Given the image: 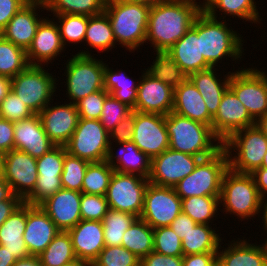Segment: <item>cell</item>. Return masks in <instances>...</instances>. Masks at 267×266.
Segmentation results:
<instances>
[{"label":"cell","instance_id":"obj_5","mask_svg":"<svg viewBox=\"0 0 267 266\" xmlns=\"http://www.w3.org/2000/svg\"><path fill=\"white\" fill-rule=\"evenodd\" d=\"M219 199L220 208H223L220 212L236 215L241 222L259 216L262 198L251 174L238 173L229 168L222 180Z\"/></svg>","mask_w":267,"mask_h":266},{"label":"cell","instance_id":"obj_8","mask_svg":"<svg viewBox=\"0 0 267 266\" xmlns=\"http://www.w3.org/2000/svg\"><path fill=\"white\" fill-rule=\"evenodd\" d=\"M222 147L227 152L232 171L251 174L262 165L267 152V137L254 125L233 133Z\"/></svg>","mask_w":267,"mask_h":266},{"label":"cell","instance_id":"obj_14","mask_svg":"<svg viewBox=\"0 0 267 266\" xmlns=\"http://www.w3.org/2000/svg\"><path fill=\"white\" fill-rule=\"evenodd\" d=\"M201 159V157L168 148L151 159L149 183L173 188L194 171Z\"/></svg>","mask_w":267,"mask_h":266},{"label":"cell","instance_id":"obj_54","mask_svg":"<svg viewBox=\"0 0 267 266\" xmlns=\"http://www.w3.org/2000/svg\"><path fill=\"white\" fill-rule=\"evenodd\" d=\"M140 266H183V256L162 255L153 251L140 260Z\"/></svg>","mask_w":267,"mask_h":266},{"label":"cell","instance_id":"obj_49","mask_svg":"<svg viewBox=\"0 0 267 266\" xmlns=\"http://www.w3.org/2000/svg\"><path fill=\"white\" fill-rule=\"evenodd\" d=\"M131 112L132 109L129 106L121 103L118 99L109 94L104 101L99 120L104 129L110 133L114 127Z\"/></svg>","mask_w":267,"mask_h":266},{"label":"cell","instance_id":"obj_51","mask_svg":"<svg viewBox=\"0 0 267 266\" xmlns=\"http://www.w3.org/2000/svg\"><path fill=\"white\" fill-rule=\"evenodd\" d=\"M108 209L106 196L82 193L80 202L82 220L102 221Z\"/></svg>","mask_w":267,"mask_h":266},{"label":"cell","instance_id":"obj_22","mask_svg":"<svg viewBox=\"0 0 267 266\" xmlns=\"http://www.w3.org/2000/svg\"><path fill=\"white\" fill-rule=\"evenodd\" d=\"M60 230L40 205L26 203L24 242L30 255H40Z\"/></svg>","mask_w":267,"mask_h":266},{"label":"cell","instance_id":"obj_52","mask_svg":"<svg viewBox=\"0 0 267 266\" xmlns=\"http://www.w3.org/2000/svg\"><path fill=\"white\" fill-rule=\"evenodd\" d=\"M109 93L105 90H99L89 94L76 103L79 118L97 119L101 117V111L104 101Z\"/></svg>","mask_w":267,"mask_h":266},{"label":"cell","instance_id":"obj_36","mask_svg":"<svg viewBox=\"0 0 267 266\" xmlns=\"http://www.w3.org/2000/svg\"><path fill=\"white\" fill-rule=\"evenodd\" d=\"M85 43L90 48L103 52H109L111 49L115 48L116 40L114 37L109 18L105 12L89 16L88 25L84 37Z\"/></svg>","mask_w":267,"mask_h":266},{"label":"cell","instance_id":"obj_46","mask_svg":"<svg viewBox=\"0 0 267 266\" xmlns=\"http://www.w3.org/2000/svg\"><path fill=\"white\" fill-rule=\"evenodd\" d=\"M90 163L81 158L65 154L61 185L63 189L82 192V184L86 169Z\"/></svg>","mask_w":267,"mask_h":266},{"label":"cell","instance_id":"obj_13","mask_svg":"<svg viewBox=\"0 0 267 266\" xmlns=\"http://www.w3.org/2000/svg\"><path fill=\"white\" fill-rule=\"evenodd\" d=\"M181 212V198L174 188L148 184L139 218L156 229L170 226Z\"/></svg>","mask_w":267,"mask_h":266},{"label":"cell","instance_id":"obj_63","mask_svg":"<svg viewBox=\"0 0 267 266\" xmlns=\"http://www.w3.org/2000/svg\"><path fill=\"white\" fill-rule=\"evenodd\" d=\"M13 266H42L38 256L30 255L26 258L18 259Z\"/></svg>","mask_w":267,"mask_h":266},{"label":"cell","instance_id":"obj_57","mask_svg":"<svg viewBox=\"0 0 267 266\" xmlns=\"http://www.w3.org/2000/svg\"><path fill=\"white\" fill-rule=\"evenodd\" d=\"M183 266H217V252L183 255Z\"/></svg>","mask_w":267,"mask_h":266},{"label":"cell","instance_id":"obj_68","mask_svg":"<svg viewBox=\"0 0 267 266\" xmlns=\"http://www.w3.org/2000/svg\"><path fill=\"white\" fill-rule=\"evenodd\" d=\"M123 2H135V3H143L149 6H152L153 4H155L156 2L160 1V0H120Z\"/></svg>","mask_w":267,"mask_h":266},{"label":"cell","instance_id":"obj_30","mask_svg":"<svg viewBox=\"0 0 267 266\" xmlns=\"http://www.w3.org/2000/svg\"><path fill=\"white\" fill-rule=\"evenodd\" d=\"M172 112L210 127L212 125L213 117L209 114L203 97L188 77L174 88Z\"/></svg>","mask_w":267,"mask_h":266},{"label":"cell","instance_id":"obj_23","mask_svg":"<svg viewBox=\"0 0 267 266\" xmlns=\"http://www.w3.org/2000/svg\"><path fill=\"white\" fill-rule=\"evenodd\" d=\"M56 145L44 131L40 116L34 114L27 119L14 122V149L40 158Z\"/></svg>","mask_w":267,"mask_h":266},{"label":"cell","instance_id":"obj_35","mask_svg":"<svg viewBox=\"0 0 267 266\" xmlns=\"http://www.w3.org/2000/svg\"><path fill=\"white\" fill-rule=\"evenodd\" d=\"M208 224H196L181 240L183 255L218 252L221 233Z\"/></svg>","mask_w":267,"mask_h":266},{"label":"cell","instance_id":"obj_61","mask_svg":"<svg viewBox=\"0 0 267 266\" xmlns=\"http://www.w3.org/2000/svg\"><path fill=\"white\" fill-rule=\"evenodd\" d=\"M4 200H22V199L13 193L11 186L3 178L2 173H0V201Z\"/></svg>","mask_w":267,"mask_h":266},{"label":"cell","instance_id":"obj_64","mask_svg":"<svg viewBox=\"0 0 267 266\" xmlns=\"http://www.w3.org/2000/svg\"><path fill=\"white\" fill-rule=\"evenodd\" d=\"M11 90V78L0 76V104Z\"/></svg>","mask_w":267,"mask_h":266},{"label":"cell","instance_id":"obj_25","mask_svg":"<svg viewBox=\"0 0 267 266\" xmlns=\"http://www.w3.org/2000/svg\"><path fill=\"white\" fill-rule=\"evenodd\" d=\"M67 232L76 258L91 266L105 247L102 221L80 220Z\"/></svg>","mask_w":267,"mask_h":266},{"label":"cell","instance_id":"obj_32","mask_svg":"<svg viewBox=\"0 0 267 266\" xmlns=\"http://www.w3.org/2000/svg\"><path fill=\"white\" fill-rule=\"evenodd\" d=\"M26 203H22L0 227V245L4 246L16 260L30 256L25 242Z\"/></svg>","mask_w":267,"mask_h":266},{"label":"cell","instance_id":"obj_11","mask_svg":"<svg viewBox=\"0 0 267 266\" xmlns=\"http://www.w3.org/2000/svg\"><path fill=\"white\" fill-rule=\"evenodd\" d=\"M229 88L255 121L267 114V81L256 66L232 72Z\"/></svg>","mask_w":267,"mask_h":266},{"label":"cell","instance_id":"obj_43","mask_svg":"<svg viewBox=\"0 0 267 266\" xmlns=\"http://www.w3.org/2000/svg\"><path fill=\"white\" fill-rule=\"evenodd\" d=\"M53 19H55L58 25L65 49L70 43H73V45L79 43L81 45L82 42L84 43L88 16L77 14H53Z\"/></svg>","mask_w":267,"mask_h":266},{"label":"cell","instance_id":"obj_29","mask_svg":"<svg viewBox=\"0 0 267 266\" xmlns=\"http://www.w3.org/2000/svg\"><path fill=\"white\" fill-rule=\"evenodd\" d=\"M117 145V146H115ZM109 143L106 162L115 170L122 173L136 174L149 177L151 159L134 144V142ZM119 147L117 152L115 147ZM114 147V148H113ZM114 151V152H113Z\"/></svg>","mask_w":267,"mask_h":266},{"label":"cell","instance_id":"obj_65","mask_svg":"<svg viewBox=\"0 0 267 266\" xmlns=\"http://www.w3.org/2000/svg\"><path fill=\"white\" fill-rule=\"evenodd\" d=\"M262 215V217L260 216ZM262 219L263 228L267 233V198L262 199L258 218Z\"/></svg>","mask_w":267,"mask_h":266},{"label":"cell","instance_id":"obj_24","mask_svg":"<svg viewBox=\"0 0 267 266\" xmlns=\"http://www.w3.org/2000/svg\"><path fill=\"white\" fill-rule=\"evenodd\" d=\"M82 192L60 189L40 204L60 231H68L81 219L80 202Z\"/></svg>","mask_w":267,"mask_h":266},{"label":"cell","instance_id":"obj_16","mask_svg":"<svg viewBox=\"0 0 267 266\" xmlns=\"http://www.w3.org/2000/svg\"><path fill=\"white\" fill-rule=\"evenodd\" d=\"M66 153L65 146H55L48 153L36 159L37 183L32 193L24 200V203L40 205L48 197L62 189L61 174Z\"/></svg>","mask_w":267,"mask_h":266},{"label":"cell","instance_id":"obj_40","mask_svg":"<svg viewBox=\"0 0 267 266\" xmlns=\"http://www.w3.org/2000/svg\"><path fill=\"white\" fill-rule=\"evenodd\" d=\"M38 257L42 266H62L77 259L70 234L67 231H59Z\"/></svg>","mask_w":267,"mask_h":266},{"label":"cell","instance_id":"obj_31","mask_svg":"<svg viewBox=\"0 0 267 266\" xmlns=\"http://www.w3.org/2000/svg\"><path fill=\"white\" fill-rule=\"evenodd\" d=\"M217 70L216 67L209 68L207 70L191 73L188 76L203 97L207 110L212 117L218 112L221 98L229 87V79L232 73L225 72L226 74L222 78L221 73L219 75Z\"/></svg>","mask_w":267,"mask_h":266},{"label":"cell","instance_id":"obj_39","mask_svg":"<svg viewBox=\"0 0 267 266\" xmlns=\"http://www.w3.org/2000/svg\"><path fill=\"white\" fill-rule=\"evenodd\" d=\"M219 198L212 196L187 197L181 199V209L183 213L191 217L197 224L212 225L213 217H215L216 221V217L219 215Z\"/></svg>","mask_w":267,"mask_h":266},{"label":"cell","instance_id":"obj_28","mask_svg":"<svg viewBox=\"0 0 267 266\" xmlns=\"http://www.w3.org/2000/svg\"><path fill=\"white\" fill-rule=\"evenodd\" d=\"M237 238L228 243V247L220 244L217 252V266H267V256L263 244H252L249 239ZM222 247V249H221ZM225 248V249H224Z\"/></svg>","mask_w":267,"mask_h":266},{"label":"cell","instance_id":"obj_4","mask_svg":"<svg viewBox=\"0 0 267 266\" xmlns=\"http://www.w3.org/2000/svg\"><path fill=\"white\" fill-rule=\"evenodd\" d=\"M150 8L143 3L106 0L104 12L109 18L117 45L135 52L146 43Z\"/></svg>","mask_w":267,"mask_h":266},{"label":"cell","instance_id":"obj_34","mask_svg":"<svg viewBox=\"0 0 267 266\" xmlns=\"http://www.w3.org/2000/svg\"><path fill=\"white\" fill-rule=\"evenodd\" d=\"M103 80L104 89L110 95L129 106L132 110L135 109L138 80L129 78L125 71L122 72L121 69L118 71H115L113 68L111 69L107 63H105Z\"/></svg>","mask_w":267,"mask_h":266},{"label":"cell","instance_id":"obj_73","mask_svg":"<svg viewBox=\"0 0 267 266\" xmlns=\"http://www.w3.org/2000/svg\"><path fill=\"white\" fill-rule=\"evenodd\" d=\"M1 158L2 156L0 155V173H1Z\"/></svg>","mask_w":267,"mask_h":266},{"label":"cell","instance_id":"obj_50","mask_svg":"<svg viewBox=\"0 0 267 266\" xmlns=\"http://www.w3.org/2000/svg\"><path fill=\"white\" fill-rule=\"evenodd\" d=\"M34 113L12 90L6 95L0 104V118L10 122H18L27 119Z\"/></svg>","mask_w":267,"mask_h":266},{"label":"cell","instance_id":"obj_9","mask_svg":"<svg viewBox=\"0 0 267 266\" xmlns=\"http://www.w3.org/2000/svg\"><path fill=\"white\" fill-rule=\"evenodd\" d=\"M44 68L45 66L29 65L11 79V90L34 114H39L54 101L53 96L58 97L55 92L59 80Z\"/></svg>","mask_w":267,"mask_h":266},{"label":"cell","instance_id":"obj_55","mask_svg":"<svg viewBox=\"0 0 267 266\" xmlns=\"http://www.w3.org/2000/svg\"><path fill=\"white\" fill-rule=\"evenodd\" d=\"M27 3L26 0H0V33L10 19Z\"/></svg>","mask_w":267,"mask_h":266},{"label":"cell","instance_id":"obj_10","mask_svg":"<svg viewBox=\"0 0 267 266\" xmlns=\"http://www.w3.org/2000/svg\"><path fill=\"white\" fill-rule=\"evenodd\" d=\"M109 133L100 120L79 118L66 150L72 156L89 163L106 161L109 150Z\"/></svg>","mask_w":267,"mask_h":266},{"label":"cell","instance_id":"obj_45","mask_svg":"<svg viewBox=\"0 0 267 266\" xmlns=\"http://www.w3.org/2000/svg\"><path fill=\"white\" fill-rule=\"evenodd\" d=\"M106 0H54L47 8L52 14L94 16L104 12Z\"/></svg>","mask_w":267,"mask_h":266},{"label":"cell","instance_id":"obj_12","mask_svg":"<svg viewBox=\"0 0 267 266\" xmlns=\"http://www.w3.org/2000/svg\"><path fill=\"white\" fill-rule=\"evenodd\" d=\"M148 184L149 180L142 176L114 171L105 195L108 207L139 218Z\"/></svg>","mask_w":267,"mask_h":266},{"label":"cell","instance_id":"obj_6","mask_svg":"<svg viewBox=\"0 0 267 266\" xmlns=\"http://www.w3.org/2000/svg\"><path fill=\"white\" fill-rule=\"evenodd\" d=\"M86 50L72 54V58L65 63L66 66L64 64L66 97L69 98L68 102L73 104L89 94L104 89L105 62L94 57L88 48Z\"/></svg>","mask_w":267,"mask_h":266},{"label":"cell","instance_id":"obj_37","mask_svg":"<svg viewBox=\"0 0 267 266\" xmlns=\"http://www.w3.org/2000/svg\"><path fill=\"white\" fill-rule=\"evenodd\" d=\"M121 246L141 260L153 252V228L141 218H137L123 234Z\"/></svg>","mask_w":267,"mask_h":266},{"label":"cell","instance_id":"obj_18","mask_svg":"<svg viewBox=\"0 0 267 266\" xmlns=\"http://www.w3.org/2000/svg\"><path fill=\"white\" fill-rule=\"evenodd\" d=\"M254 125L255 120L228 87L221 98L218 112L212 119L213 133L223 143L233 133Z\"/></svg>","mask_w":267,"mask_h":266},{"label":"cell","instance_id":"obj_72","mask_svg":"<svg viewBox=\"0 0 267 266\" xmlns=\"http://www.w3.org/2000/svg\"><path fill=\"white\" fill-rule=\"evenodd\" d=\"M263 75H264V77H265V79H266V81H267V72H266V70L263 72V70L261 71V70H259Z\"/></svg>","mask_w":267,"mask_h":266},{"label":"cell","instance_id":"obj_59","mask_svg":"<svg viewBox=\"0 0 267 266\" xmlns=\"http://www.w3.org/2000/svg\"><path fill=\"white\" fill-rule=\"evenodd\" d=\"M262 199L267 198V168H257L251 173Z\"/></svg>","mask_w":267,"mask_h":266},{"label":"cell","instance_id":"obj_41","mask_svg":"<svg viewBox=\"0 0 267 266\" xmlns=\"http://www.w3.org/2000/svg\"><path fill=\"white\" fill-rule=\"evenodd\" d=\"M28 66L26 50L0 35V76L12 79Z\"/></svg>","mask_w":267,"mask_h":266},{"label":"cell","instance_id":"obj_62","mask_svg":"<svg viewBox=\"0 0 267 266\" xmlns=\"http://www.w3.org/2000/svg\"><path fill=\"white\" fill-rule=\"evenodd\" d=\"M15 261V257L4 246L0 245V266H13Z\"/></svg>","mask_w":267,"mask_h":266},{"label":"cell","instance_id":"obj_26","mask_svg":"<svg viewBox=\"0 0 267 266\" xmlns=\"http://www.w3.org/2000/svg\"><path fill=\"white\" fill-rule=\"evenodd\" d=\"M37 10L44 12L47 8L31 3L25 4L10 19L5 29L1 32V35L16 46L27 50L34 39L38 25L45 18Z\"/></svg>","mask_w":267,"mask_h":266},{"label":"cell","instance_id":"obj_38","mask_svg":"<svg viewBox=\"0 0 267 266\" xmlns=\"http://www.w3.org/2000/svg\"><path fill=\"white\" fill-rule=\"evenodd\" d=\"M153 52H156V57L146 71L155 79H159L173 88L178 87L188 76L182 71L168 50H155Z\"/></svg>","mask_w":267,"mask_h":266},{"label":"cell","instance_id":"obj_56","mask_svg":"<svg viewBox=\"0 0 267 266\" xmlns=\"http://www.w3.org/2000/svg\"><path fill=\"white\" fill-rule=\"evenodd\" d=\"M14 149V123L0 118V155Z\"/></svg>","mask_w":267,"mask_h":266},{"label":"cell","instance_id":"obj_19","mask_svg":"<svg viewBox=\"0 0 267 266\" xmlns=\"http://www.w3.org/2000/svg\"><path fill=\"white\" fill-rule=\"evenodd\" d=\"M141 73L134 111L168 115L173 109L174 88L155 79L146 69Z\"/></svg>","mask_w":267,"mask_h":266},{"label":"cell","instance_id":"obj_47","mask_svg":"<svg viewBox=\"0 0 267 266\" xmlns=\"http://www.w3.org/2000/svg\"><path fill=\"white\" fill-rule=\"evenodd\" d=\"M91 266H140V259L122 246H105Z\"/></svg>","mask_w":267,"mask_h":266},{"label":"cell","instance_id":"obj_3","mask_svg":"<svg viewBox=\"0 0 267 266\" xmlns=\"http://www.w3.org/2000/svg\"><path fill=\"white\" fill-rule=\"evenodd\" d=\"M169 148L202 159L213 156L222 148V142L210 126L170 112L165 116Z\"/></svg>","mask_w":267,"mask_h":266},{"label":"cell","instance_id":"obj_2","mask_svg":"<svg viewBox=\"0 0 267 266\" xmlns=\"http://www.w3.org/2000/svg\"><path fill=\"white\" fill-rule=\"evenodd\" d=\"M228 24L226 20L209 16L203 9L198 14V37L200 38L201 53L211 68L220 67L218 63H222V59L224 61L228 58H231L236 64L244 56L243 52L246 49L243 48V43L245 40L232 27L230 29Z\"/></svg>","mask_w":267,"mask_h":266},{"label":"cell","instance_id":"obj_60","mask_svg":"<svg viewBox=\"0 0 267 266\" xmlns=\"http://www.w3.org/2000/svg\"><path fill=\"white\" fill-rule=\"evenodd\" d=\"M23 200L0 201V227L5 220L23 203Z\"/></svg>","mask_w":267,"mask_h":266},{"label":"cell","instance_id":"obj_48","mask_svg":"<svg viewBox=\"0 0 267 266\" xmlns=\"http://www.w3.org/2000/svg\"><path fill=\"white\" fill-rule=\"evenodd\" d=\"M153 251L162 255L183 256L180 237L170 226L153 229Z\"/></svg>","mask_w":267,"mask_h":266},{"label":"cell","instance_id":"obj_15","mask_svg":"<svg viewBox=\"0 0 267 266\" xmlns=\"http://www.w3.org/2000/svg\"><path fill=\"white\" fill-rule=\"evenodd\" d=\"M1 173L13 193L24 201L37 183V160L28 153L13 149L2 155Z\"/></svg>","mask_w":267,"mask_h":266},{"label":"cell","instance_id":"obj_53","mask_svg":"<svg viewBox=\"0 0 267 266\" xmlns=\"http://www.w3.org/2000/svg\"><path fill=\"white\" fill-rule=\"evenodd\" d=\"M135 125V111L132 110L125 118H123L109 133L110 143L132 142ZM113 141V142H112Z\"/></svg>","mask_w":267,"mask_h":266},{"label":"cell","instance_id":"obj_27","mask_svg":"<svg viewBox=\"0 0 267 266\" xmlns=\"http://www.w3.org/2000/svg\"><path fill=\"white\" fill-rule=\"evenodd\" d=\"M168 51L187 76L211 68L201 53L200 38L198 37V15L187 33Z\"/></svg>","mask_w":267,"mask_h":266},{"label":"cell","instance_id":"obj_58","mask_svg":"<svg viewBox=\"0 0 267 266\" xmlns=\"http://www.w3.org/2000/svg\"><path fill=\"white\" fill-rule=\"evenodd\" d=\"M196 224L191 217L181 212L170 224V227L182 240Z\"/></svg>","mask_w":267,"mask_h":266},{"label":"cell","instance_id":"obj_67","mask_svg":"<svg viewBox=\"0 0 267 266\" xmlns=\"http://www.w3.org/2000/svg\"><path fill=\"white\" fill-rule=\"evenodd\" d=\"M54 0H29L28 3L36 4L45 8H48Z\"/></svg>","mask_w":267,"mask_h":266},{"label":"cell","instance_id":"obj_7","mask_svg":"<svg viewBox=\"0 0 267 266\" xmlns=\"http://www.w3.org/2000/svg\"><path fill=\"white\" fill-rule=\"evenodd\" d=\"M228 169V155L222 147L213 156L201 159L194 171L173 188L181 199L193 196L220 197L222 180Z\"/></svg>","mask_w":267,"mask_h":266},{"label":"cell","instance_id":"obj_21","mask_svg":"<svg viewBox=\"0 0 267 266\" xmlns=\"http://www.w3.org/2000/svg\"><path fill=\"white\" fill-rule=\"evenodd\" d=\"M50 102L38 115L44 131L56 146H65L77 127L79 114L76 104ZM67 103V104H66ZM60 104V105H58Z\"/></svg>","mask_w":267,"mask_h":266},{"label":"cell","instance_id":"obj_33","mask_svg":"<svg viewBox=\"0 0 267 266\" xmlns=\"http://www.w3.org/2000/svg\"><path fill=\"white\" fill-rule=\"evenodd\" d=\"M256 4L255 0H203L202 9L209 16L216 19L226 20L225 18L227 15L232 18L238 17V19H242L243 22L246 20L245 22L248 21L252 24H260L263 18L259 15ZM217 12L221 15L217 14Z\"/></svg>","mask_w":267,"mask_h":266},{"label":"cell","instance_id":"obj_1","mask_svg":"<svg viewBox=\"0 0 267 266\" xmlns=\"http://www.w3.org/2000/svg\"><path fill=\"white\" fill-rule=\"evenodd\" d=\"M202 1L160 0L150 8L146 42L154 50H169L191 28Z\"/></svg>","mask_w":267,"mask_h":266},{"label":"cell","instance_id":"obj_71","mask_svg":"<svg viewBox=\"0 0 267 266\" xmlns=\"http://www.w3.org/2000/svg\"><path fill=\"white\" fill-rule=\"evenodd\" d=\"M264 240H265V241H264V243L262 242V244H263V246H264V248H265L266 256H267V238L264 239Z\"/></svg>","mask_w":267,"mask_h":266},{"label":"cell","instance_id":"obj_20","mask_svg":"<svg viewBox=\"0 0 267 266\" xmlns=\"http://www.w3.org/2000/svg\"><path fill=\"white\" fill-rule=\"evenodd\" d=\"M46 16L38 25L34 39L26 50L29 65L46 66L57 60L65 46L62 43L60 31L53 18ZM53 60V61H52Z\"/></svg>","mask_w":267,"mask_h":266},{"label":"cell","instance_id":"obj_17","mask_svg":"<svg viewBox=\"0 0 267 266\" xmlns=\"http://www.w3.org/2000/svg\"><path fill=\"white\" fill-rule=\"evenodd\" d=\"M132 141L150 159L169 148V135L165 115L135 111V125Z\"/></svg>","mask_w":267,"mask_h":266},{"label":"cell","instance_id":"obj_70","mask_svg":"<svg viewBox=\"0 0 267 266\" xmlns=\"http://www.w3.org/2000/svg\"><path fill=\"white\" fill-rule=\"evenodd\" d=\"M262 168H267V152L263 158V161H262V165H261Z\"/></svg>","mask_w":267,"mask_h":266},{"label":"cell","instance_id":"obj_66","mask_svg":"<svg viewBox=\"0 0 267 266\" xmlns=\"http://www.w3.org/2000/svg\"><path fill=\"white\" fill-rule=\"evenodd\" d=\"M255 125L262 131V133L267 137V114L261 116L255 121Z\"/></svg>","mask_w":267,"mask_h":266},{"label":"cell","instance_id":"obj_42","mask_svg":"<svg viewBox=\"0 0 267 266\" xmlns=\"http://www.w3.org/2000/svg\"><path fill=\"white\" fill-rule=\"evenodd\" d=\"M137 218L131 213L109 208L102 220L105 246H121L123 234Z\"/></svg>","mask_w":267,"mask_h":266},{"label":"cell","instance_id":"obj_44","mask_svg":"<svg viewBox=\"0 0 267 266\" xmlns=\"http://www.w3.org/2000/svg\"><path fill=\"white\" fill-rule=\"evenodd\" d=\"M114 171L106 161L90 163L83 179L82 193L105 196Z\"/></svg>","mask_w":267,"mask_h":266},{"label":"cell","instance_id":"obj_69","mask_svg":"<svg viewBox=\"0 0 267 266\" xmlns=\"http://www.w3.org/2000/svg\"><path fill=\"white\" fill-rule=\"evenodd\" d=\"M62 266H89L85 261L75 259L67 264H64Z\"/></svg>","mask_w":267,"mask_h":266}]
</instances>
